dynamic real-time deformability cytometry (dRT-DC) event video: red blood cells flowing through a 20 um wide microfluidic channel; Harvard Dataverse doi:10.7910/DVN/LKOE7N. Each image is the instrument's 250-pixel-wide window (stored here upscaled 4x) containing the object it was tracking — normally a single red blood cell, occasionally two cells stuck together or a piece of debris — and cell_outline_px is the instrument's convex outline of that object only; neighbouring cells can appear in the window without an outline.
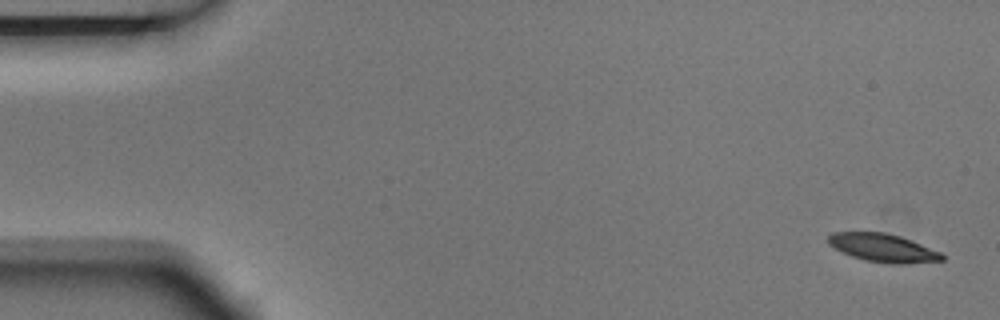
{"species": "Egyptian fruit bat (a non-hibernating species)", "species_latin": "Rousettus aegyptiacus", "temperature_condition": "room temperature", "stored_images_in_passage": 4, "camera_frame_rate_fps": 3000, "um_per_image_px": 0.085, "animal": {"sex": "male"}, "frame": {"image": 1, "passage_image": 1, "time_ms": 0.0, "image_size_px": [1000, 320], "cell_outline_px": [[944, 260], [904, 264], [888, 264], [864, 260], [852, 256], [828, 244], [828, 236], [832, 232], [884, 232], [900, 236], [940, 252], [944, 256]], "centroid_in_image_um": [75.04, 21.07], "position_along_channel_um": 10.0, "area_um2": 18.55}}
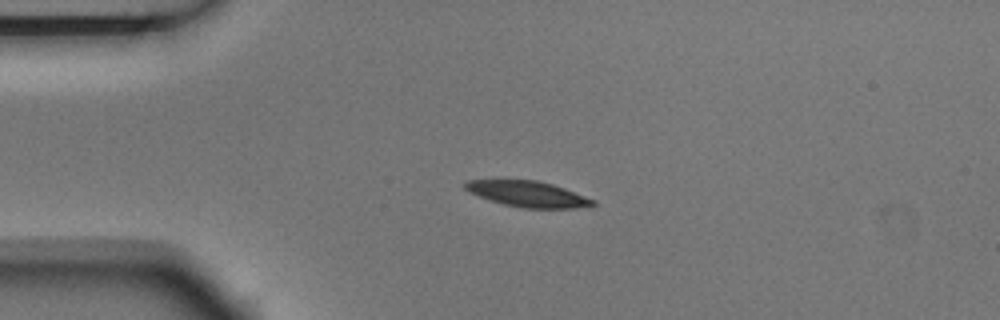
{"frame": {"image": 2, "passage_image": 3, "time_ms": 0.667, "image_size_px": [1000, 320], "cell_outline_px": [[596, 204], [576, 208], [520, 208], [504, 204], [468, 192], [464, 188], [464, 180], [536, 180], [552, 184], [564, 188], [596, 200]], "centroid_in_image_um": [44.86, 16.48], "position_along_channel_um": 40.1, "area_um2": 19.07}}